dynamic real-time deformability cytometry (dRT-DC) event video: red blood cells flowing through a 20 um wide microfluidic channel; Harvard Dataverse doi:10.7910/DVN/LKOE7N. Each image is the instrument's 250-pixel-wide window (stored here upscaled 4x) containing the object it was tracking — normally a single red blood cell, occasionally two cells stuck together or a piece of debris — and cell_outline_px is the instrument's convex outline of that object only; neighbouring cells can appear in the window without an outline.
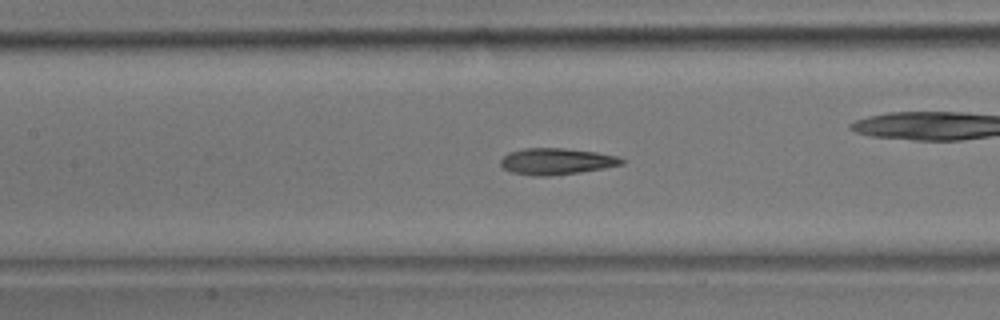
{"species": "common noctule bat (a hibernating species)", "species_latin": "Nyctalus noctula", "temperature_condition": "room temperature", "stored_images_in_passage": 33, "camera_frame_rate_fps": 3000, "um_per_image_px": 0.085, "animal": {"sex": "male", "body_mass_g": 17.9}, "frame": {"image": 1, "passage_image": 10, "time_ms": 3.0, "image_size_px": [1000, 320], "cell_outline_px": [[624, 164], [604, 168], [548, 176], [536, 176], [512, 172], [504, 168], [500, 164], [500, 160], [508, 152], [524, 148], [564, 148], [596, 152], [616, 156], [624, 160]], "centroid_in_image_um": [47.27, 13.7], "position_along_channel_um": 160.1, "area_um2": 18.44}}